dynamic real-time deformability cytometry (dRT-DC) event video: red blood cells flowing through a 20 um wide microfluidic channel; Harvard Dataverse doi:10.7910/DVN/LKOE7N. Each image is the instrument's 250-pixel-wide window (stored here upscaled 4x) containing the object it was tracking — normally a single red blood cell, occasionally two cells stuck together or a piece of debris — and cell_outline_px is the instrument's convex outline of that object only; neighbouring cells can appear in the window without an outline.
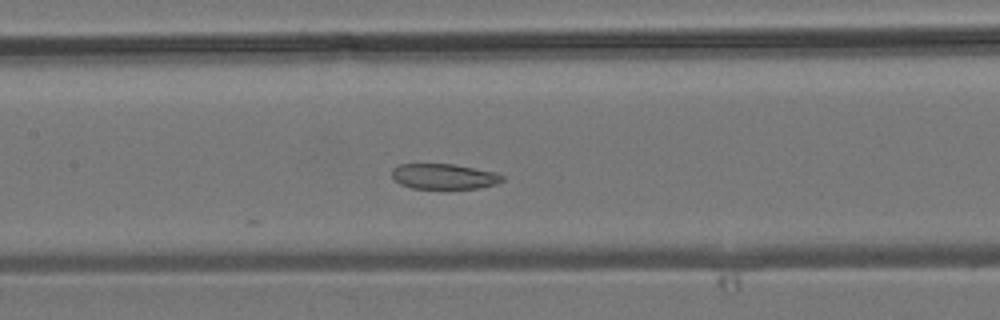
{"species": "common noctule bat (a hibernating species)", "species_latin": "Nyctalus noctula", "temperature_condition": "room temperature", "stored_images_in_passage": 6, "camera_frame_rate_fps": 3000, "um_per_image_px": 0.085, "animal": {"sex": "male", "body_mass_g": 19.2, "forearm_length_mm": 51.8}, "frame": {"image": 1, "passage_image": 6, "time_ms": 9.0, "image_size_px": [1000, 320], "cell_outline_px": [[504, 180], [496, 184], [480, 188], [412, 188], [400, 184], [392, 176], [392, 168], [400, 164], [452, 164], [496, 172], [504, 176]], "centroid_in_image_um": [37.75, 14.99], "position_along_channel_um": 169.6, "area_um2": 16.24}}